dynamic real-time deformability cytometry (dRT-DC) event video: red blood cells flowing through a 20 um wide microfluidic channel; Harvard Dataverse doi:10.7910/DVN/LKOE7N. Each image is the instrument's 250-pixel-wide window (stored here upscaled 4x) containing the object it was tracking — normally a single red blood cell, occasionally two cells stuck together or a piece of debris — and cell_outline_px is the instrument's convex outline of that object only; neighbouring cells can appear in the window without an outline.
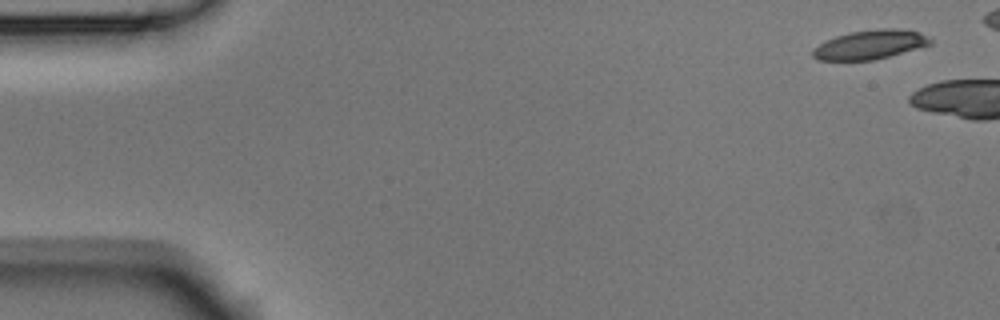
{"species": "Egyptian fruit bat (a non-hibernating species)", "species_latin": "Rousettus aegyptiacus", "temperature_condition": "room temperature", "stored_images_in_passage": 3, "camera_frame_rate_fps": 3000, "um_per_image_px": 0.085, "animal": {"sex": "male"}, "frame": {"image": 1, "passage_image": 1, "time_ms": 0.0, "image_size_px": [1000, 320], "cell_outline_px": [[932, 44], [924, 48], [872, 60], [816, 60], [812, 56], [812, 52], [820, 44], [836, 36], [852, 32], [884, 28], [896, 28], [916, 32], [932, 40]], "centroid_in_image_um": [74.0, 3.81], "position_along_channel_um": 11.0, "area_um2": 19.71}}